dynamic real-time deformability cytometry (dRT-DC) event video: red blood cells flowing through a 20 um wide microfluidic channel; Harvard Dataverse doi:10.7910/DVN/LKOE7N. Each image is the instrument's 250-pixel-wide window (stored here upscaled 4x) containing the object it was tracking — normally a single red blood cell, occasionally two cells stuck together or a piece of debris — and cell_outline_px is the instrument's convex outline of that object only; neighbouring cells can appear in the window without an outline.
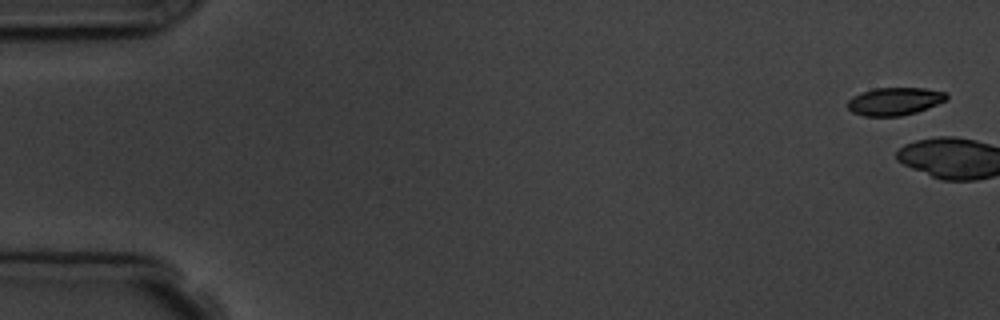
{"species": "common noctule bat (a hibernating species)", "species_latin": "Nyctalus noctula", "temperature_condition": "room temperature", "stored_images_in_passage": 6, "camera_frame_rate_fps": 3000, "um_per_image_px": 0.085, "animal": {"sex": "male", "body_mass_g": 19.5, "forearm_length_mm": 54.6}, "frame": {"image": 1, "passage_image": 1, "time_ms": 0.0, "image_size_px": [1000, 320], "cell_outline_px": [[948, 96], [944, 100], [936, 104], [916, 112], [900, 116], [864, 116], [852, 112], [848, 108], [848, 100], [852, 96], [860, 92], [876, 88], [924, 88], [948, 92]], "centroid_in_image_um": [76.02, 8.6], "position_along_channel_um": 9.0, "area_um2": 15.95}}